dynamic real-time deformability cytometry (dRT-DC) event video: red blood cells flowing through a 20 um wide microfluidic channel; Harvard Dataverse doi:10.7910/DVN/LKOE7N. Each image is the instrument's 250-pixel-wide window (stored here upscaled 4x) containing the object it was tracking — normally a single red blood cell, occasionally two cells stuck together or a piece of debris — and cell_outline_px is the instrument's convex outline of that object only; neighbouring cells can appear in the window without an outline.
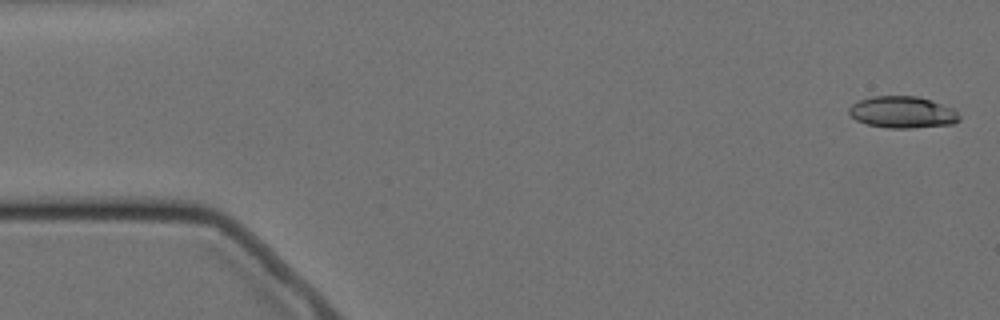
{"species": "Egyptian fruit bat (a non-hibernating species)", "species_latin": "Rousettus aegyptiacus", "temperature_condition": "cold", "stored_images_in_passage": 5, "camera_frame_rate_fps": 3000, "um_per_image_px": 0.085, "animal": {"sex": "female"}, "frame": {"image": 1, "passage_image": 1, "time_ms": 0.0, "image_size_px": [1000, 320], "cell_outline_px": [[960, 120], [952, 124], [912, 128], [888, 128], [868, 124], [856, 120], [848, 112], [848, 108], [852, 104], [860, 100], [872, 96], [916, 96], [932, 100], [952, 108], [960, 116]], "centroid_in_image_um": [76.71, 9.54], "position_along_channel_um": 8.3, "area_um2": 20.35}}
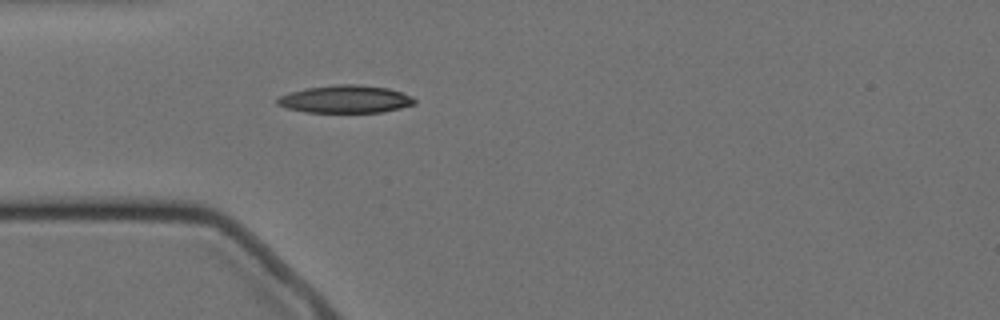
{"frame": {"image": 2, "passage_image": 5, "time_ms": 4.667, "image_size_px": [1000, 320], "cell_outline_px": [[416, 104], [384, 112], [304, 112], [288, 108], [276, 104], [276, 100], [280, 96], [288, 92], [308, 88], [336, 84], [360, 84], [388, 88], [412, 96], [416, 100]], "centroid_in_image_um": [29.37, 8.43], "position_along_channel_um": 55.6, "area_um2": 22.2}}